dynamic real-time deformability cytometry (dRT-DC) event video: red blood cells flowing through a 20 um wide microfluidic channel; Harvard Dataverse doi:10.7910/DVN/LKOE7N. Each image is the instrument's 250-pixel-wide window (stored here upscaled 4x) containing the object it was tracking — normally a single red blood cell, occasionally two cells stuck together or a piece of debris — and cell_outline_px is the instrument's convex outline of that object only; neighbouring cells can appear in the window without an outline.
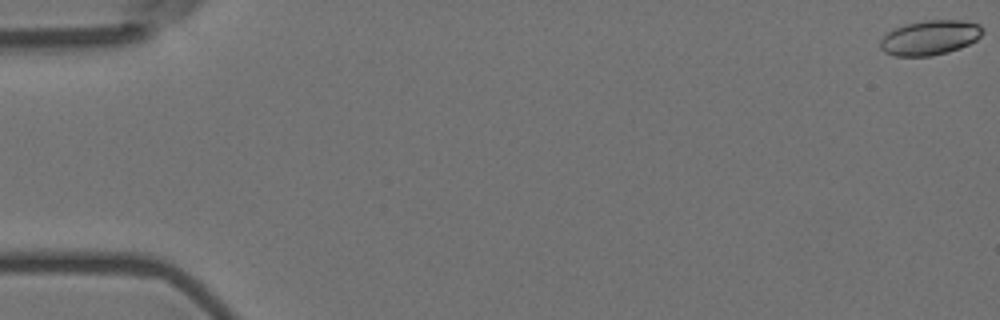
{"species": "Egyptian fruit bat (a non-hibernating species)", "species_latin": "Rousettus aegyptiacus", "temperature_condition": "room temperature", "stored_images_in_passage": 58, "camera_frame_rate_fps": 3000, "um_per_image_px": 0.085, "animal": {"sex": "female"}, "frame": {"image": 1, "passage_image": 1, "time_ms": 0.0, "image_size_px": [1000, 320], "cell_outline_px": [[984, 32], [976, 40], [960, 48], [948, 52], [932, 56], [896, 56], [884, 52], [880, 48], [880, 40], [888, 32], [904, 24], [924, 20], [960, 20], [980, 24], [984, 28]], "centroid_in_image_um": [79.06, 3.2], "position_along_channel_um": 5.9, "area_um2": 20.81}}
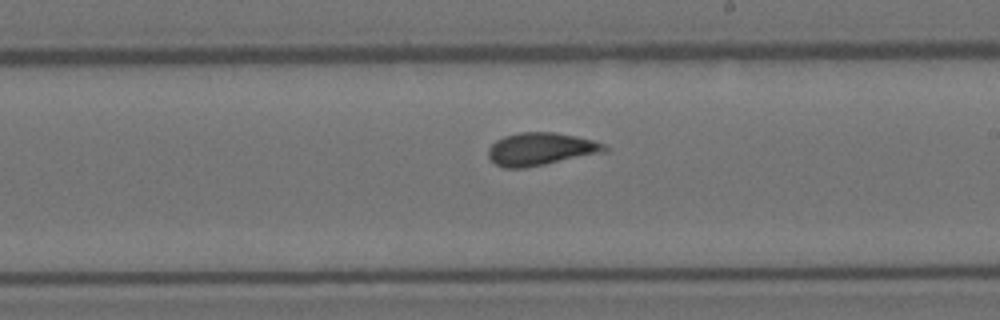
{"frame": {"image": 2, "passage_image": 34, "time_ms": 11.0, "image_size_px": [1000, 320], "cell_outline_px": [[608, 152], [524, 168], [504, 168], [496, 164], [488, 156], [488, 148], [496, 140], [504, 136], [520, 132], [556, 132], [576, 136], [592, 140], [604, 144], [608, 148]], "centroid_in_image_um": [45.98, 12.67], "position_along_channel_um": 243.0, "area_um2": 22.25}}
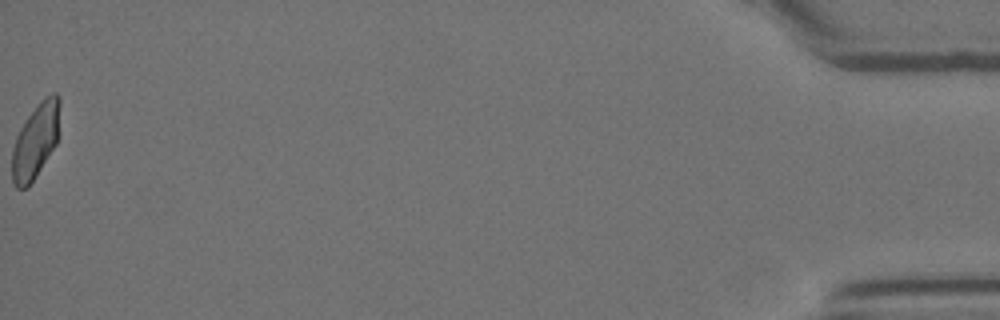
{"frame": {"image": 3, "passage_image": 58, "time_ms": 19.0, "image_size_px": [1000, 320], "cell_outline_px": [[60, 104], [56, 144], [32, 180], [24, 188], [16, 188], [12, 180], [12, 148], [16, 136], [20, 128], [28, 116], [40, 100], [44, 96], [52, 92], [56, 92], [60, 96]], "centroid_in_image_um": [3.02, 11.9], "position_along_channel_um": 432.2, "area_um2": 20.52}, "authors_computed_cell_mechanics": {"area_um2": 21.097, "velocity_mm_per_s": 3.612, "shape_relaxation_time_tau1_ms": 10.8236, "shape_relaxation_time_tau2_ms": 1.084, "deformation_change_tau1": 0.2872, "deformation_change_tau2": 0.0605}}